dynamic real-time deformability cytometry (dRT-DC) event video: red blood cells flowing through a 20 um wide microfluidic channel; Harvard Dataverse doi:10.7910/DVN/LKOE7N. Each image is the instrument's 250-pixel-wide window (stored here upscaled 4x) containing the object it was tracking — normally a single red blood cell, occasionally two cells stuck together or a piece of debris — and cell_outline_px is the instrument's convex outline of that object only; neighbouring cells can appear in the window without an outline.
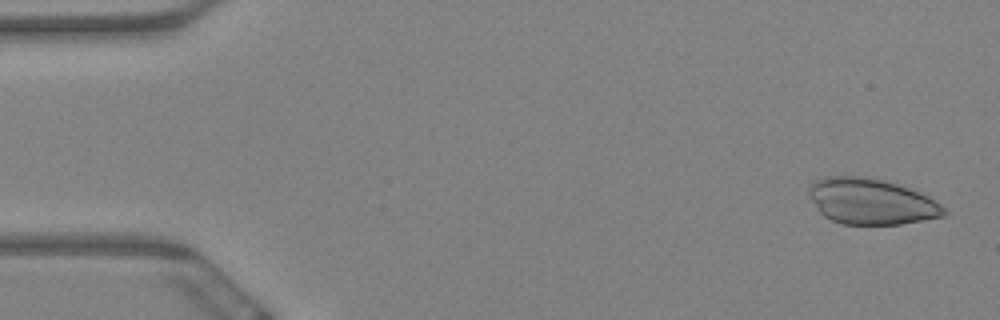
{"species": "Egyptian fruit bat (a non-hibernating species)", "species_latin": "Rousettus aegyptiacus", "temperature_condition": "warm", "stored_images_in_passage": 6, "camera_frame_rate_fps": 3000, "um_per_image_px": 0.085, "animal": {"sex": "female"}, "frame": {"image": 1, "passage_image": 1, "time_ms": 0.0, "image_size_px": [1000, 320], "cell_outline_px": [[948, 212], [944, 216], [900, 224], [840, 224], [824, 216], [820, 212], [808, 196], [808, 184], [824, 176], [872, 176], [920, 192], [928, 196], [940, 204]], "centroid_in_image_um": [74.01, 17.11], "position_along_channel_um": 11.0, "area_um2": 36.3}}